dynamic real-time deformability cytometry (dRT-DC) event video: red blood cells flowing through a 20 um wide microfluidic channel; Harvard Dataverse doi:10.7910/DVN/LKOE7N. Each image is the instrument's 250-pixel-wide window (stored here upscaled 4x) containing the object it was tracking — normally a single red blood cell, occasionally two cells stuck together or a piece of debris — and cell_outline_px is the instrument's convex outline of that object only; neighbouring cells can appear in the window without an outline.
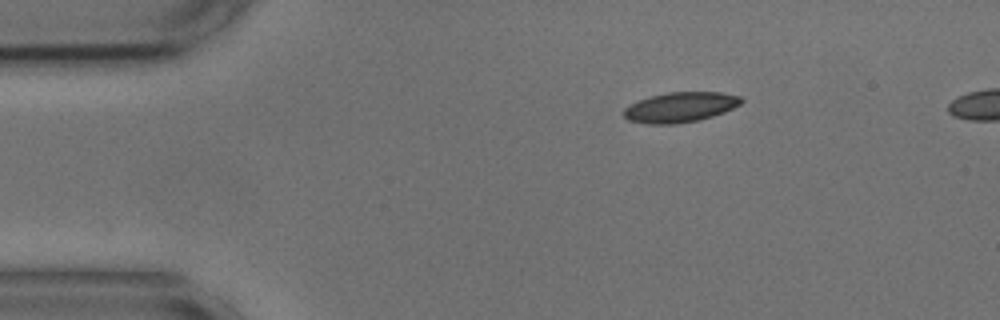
{"species": "common noctule bat (a hibernating species)", "species_latin": "Nyctalus noctula", "temperature_condition": "cold", "stored_images_in_passage": 26, "camera_frame_rate_fps": 3000, "um_per_image_px": 0.085, "animal": {"sex": "male", "body_mass_g": 17.9, "forearm_length_mm": 54.2}, "frame": {"image": 1, "passage_image": 1, "time_ms": 0.0, "image_size_px": [1000, 320], "cell_outline_px": [[744, 100], [740, 104], [724, 112], [700, 120], [676, 124], [648, 124], [628, 120], [624, 116], [624, 108], [628, 104], [652, 96], [668, 92], [720, 92], [740, 96]], "centroid_in_image_um": [57.82, 9.12], "position_along_channel_um": 27.2, "area_um2": 20.58}}